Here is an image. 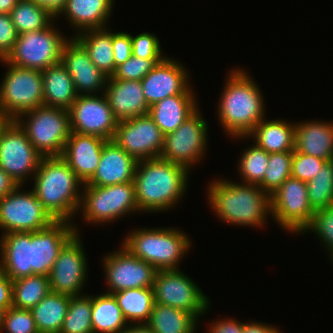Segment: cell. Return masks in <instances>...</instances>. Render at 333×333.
Listing matches in <instances>:
<instances>
[{
	"label": "cell",
	"instance_id": "cell-21",
	"mask_svg": "<svg viewBox=\"0 0 333 333\" xmlns=\"http://www.w3.org/2000/svg\"><path fill=\"white\" fill-rule=\"evenodd\" d=\"M69 39L63 46L61 63L70 74L77 94L104 93L108 76L93 64L85 48L75 38Z\"/></svg>",
	"mask_w": 333,
	"mask_h": 333
},
{
	"label": "cell",
	"instance_id": "cell-46",
	"mask_svg": "<svg viewBox=\"0 0 333 333\" xmlns=\"http://www.w3.org/2000/svg\"><path fill=\"white\" fill-rule=\"evenodd\" d=\"M132 55L143 59H164L159 39L156 35L143 32L135 37L131 35Z\"/></svg>",
	"mask_w": 333,
	"mask_h": 333
},
{
	"label": "cell",
	"instance_id": "cell-13",
	"mask_svg": "<svg viewBox=\"0 0 333 333\" xmlns=\"http://www.w3.org/2000/svg\"><path fill=\"white\" fill-rule=\"evenodd\" d=\"M270 201L272 218L283 230L302 234L310 225L315 212L309 204L306 182L289 177L270 195Z\"/></svg>",
	"mask_w": 333,
	"mask_h": 333
},
{
	"label": "cell",
	"instance_id": "cell-30",
	"mask_svg": "<svg viewBox=\"0 0 333 333\" xmlns=\"http://www.w3.org/2000/svg\"><path fill=\"white\" fill-rule=\"evenodd\" d=\"M253 138L254 143L267 153H279L294 151L295 123H287L285 120L260 121L247 135Z\"/></svg>",
	"mask_w": 333,
	"mask_h": 333
},
{
	"label": "cell",
	"instance_id": "cell-22",
	"mask_svg": "<svg viewBox=\"0 0 333 333\" xmlns=\"http://www.w3.org/2000/svg\"><path fill=\"white\" fill-rule=\"evenodd\" d=\"M106 141L96 135L70 133L61 157L84 184L96 172Z\"/></svg>",
	"mask_w": 333,
	"mask_h": 333
},
{
	"label": "cell",
	"instance_id": "cell-56",
	"mask_svg": "<svg viewBox=\"0 0 333 333\" xmlns=\"http://www.w3.org/2000/svg\"><path fill=\"white\" fill-rule=\"evenodd\" d=\"M8 121L9 119L3 113L0 112V132Z\"/></svg>",
	"mask_w": 333,
	"mask_h": 333
},
{
	"label": "cell",
	"instance_id": "cell-50",
	"mask_svg": "<svg viewBox=\"0 0 333 333\" xmlns=\"http://www.w3.org/2000/svg\"><path fill=\"white\" fill-rule=\"evenodd\" d=\"M12 287L13 281L0 267V307L6 310L12 307Z\"/></svg>",
	"mask_w": 333,
	"mask_h": 333
},
{
	"label": "cell",
	"instance_id": "cell-17",
	"mask_svg": "<svg viewBox=\"0 0 333 333\" xmlns=\"http://www.w3.org/2000/svg\"><path fill=\"white\" fill-rule=\"evenodd\" d=\"M100 96L78 95L69 109L71 132L112 140L118 120L114 117L105 94Z\"/></svg>",
	"mask_w": 333,
	"mask_h": 333
},
{
	"label": "cell",
	"instance_id": "cell-11",
	"mask_svg": "<svg viewBox=\"0 0 333 333\" xmlns=\"http://www.w3.org/2000/svg\"><path fill=\"white\" fill-rule=\"evenodd\" d=\"M193 281L180 269L157 271L152 286L154 303L184 310L198 319L209 310L210 302Z\"/></svg>",
	"mask_w": 333,
	"mask_h": 333
},
{
	"label": "cell",
	"instance_id": "cell-55",
	"mask_svg": "<svg viewBox=\"0 0 333 333\" xmlns=\"http://www.w3.org/2000/svg\"><path fill=\"white\" fill-rule=\"evenodd\" d=\"M19 0H0V13L10 14Z\"/></svg>",
	"mask_w": 333,
	"mask_h": 333
},
{
	"label": "cell",
	"instance_id": "cell-1",
	"mask_svg": "<svg viewBox=\"0 0 333 333\" xmlns=\"http://www.w3.org/2000/svg\"><path fill=\"white\" fill-rule=\"evenodd\" d=\"M189 172L161 158L138 161L133 182L139 212H165L176 206L186 192Z\"/></svg>",
	"mask_w": 333,
	"mask_h": 333
},
{
	"label": "cell",
	"instance_id": "cell-57",
	"mask_svg": "<svg viewBox=\"0 0 333 333\" xmlns=\"http://www.w3.org/2000/svg\"><path fill=\"white\" fill-rule=\"evenodd\" d=\"M5 313H6V309L3 307H0V333H1V328H2V323H3Z\"/></svg>",
	"mask_w": 333,
	"mask_h": 333
},
{
	"label": "cell",
	"instance_id": "cell-12",
	"mask_svg": "<svg viewBox=\"0 0 333 333\" xmlns=\"http://www.w3.org/2000/svg\"><path fill=\"white\" fill-rule=\"evenodd\" d=\"M18 186L0 199V229L9 232H35L50 226L55 220L45 210L33 190L22 192Z\"/></svg>",
	"mask_w": 333,
	"mask_h": 333
},
{
	"label": "cell",
	"instance_id": "cell-6",
	"mask_svg": "<svg viewBox=\"0 0 333 333\" xmlns=\"http://www.w3.org/2000/svg\"><path fill=\"white\" fill-rule=\"evenodd\" d=\"M15 121L42 157H61L71 133L69 110L43 105Z\"/></svg>",
	"mask_w": 333,
	"mask_h": 333
},
{
	"label": "cell",
	"instance_id": "cell-18",
	"mask_svg": "<svg viewBox=\"0 0 333 333\" xmlns=\"http://www.w3.org/2000/svg\"><path fill=\"white\" fill-rule=\"evenodd\" d=\"M119 250L111 252L103 259L105 280L109 285L107 293L152 287L158 270L153 265L133 256L124 246H121Z\"/></svg>",
	"mask_w": 333,
	"mask_h": 333
},
{
	"label": "cell",
	"instance_id": "cell-28",
	"mask_svg": "<svg viewBox=\"0 0 333 333\" xmlns=\"http://www.w3.org/2000/svg\"><path fill=\"white\" fill-rule=\"evenodd\" d=\"M195 94H178L149 107L148 114L164 135L174 132L197 109Z\"/></svg>",
	"mask_w": 333,
	"mask_h": 333
},
{
	"label": "cell",
	"instance_id": "cell-5",
	"mask_svg": "<svg viewBox=\"0 0 333 333\" xmlns=\"http://www.w3.org/2000/svg\"><path fill=\"white\" fill-rule=\"evenodd\" d=\"M186 233L177 228L134 229L123 239L124 246L133 256L159 270H179L178 265L191 248ZM179 263V264H178Z\"/></svg>",
	"mask_w": 333,
	"mask_h": 333
},
{
	"label": "cell",
	"instance_id": "cell-39",
	"mask_svg": "<svg viewBox=\"0 0 333 333\" xmlns=\"http://www.w3.org/2000/svg\"><path fill=\"white\" fill-rule=\"evenodd\" d=\"M91 312V295L71 297L60 333H93Z\"/></svg>",
	"mask_w": 333,
	"mask_h": 333
},
{
	"label": "cell",
	"instance_id": "cell-31",
	"mask_svg": "<svg viewBox=\"0 0 333 333\" xmlns=\"http://www.w3.org/2000/svg\"><path fill=\"white\" fill-rule=\"evenodd\" d=\"M110 31L105 27L89 29L72 35L85 48L93 64L108 77L115 72L112 32Z\"/></svg>",
	"mask_w": 333,
	"mask_h": 333
},
{
	"label": "cell",
	"instance_id": "cell-33",
	"mask_svg": "<svg viewBox=\"0 0 333 333\" xmlns=\"http://www.w3.org/2000/svg\"><path fill=\"white\" fill-rule=\"evenodd\" d=\"M91 321L93 333H123L129 324L113 294L92 296Z\"/></svg>",
	"mask_w": 333,
	"mask_h": 333
},
{
	"label": "cell",
	"instance_id": "cell-35",
	"mask_svg": "<svg viewBox=\"0 0 333 333\" xmlns=\"http://www.w3.org/2000/svg\"><path fill=\"white\" fill-rule=\"evenodd\" d=\"M129 324L147 323L154 305L152 287L125 289L112 293Z\"/></svg>",
	"mask_w": 333,
	"mask_h": 333
},
{
	"label": "cell",
	"instance_id": "cell-23",
	"mask_svg": "<svg viewBox=\"0 0 333 333\" xmlns=\"http://www.w3.org/2000/svg\"><path fill=\"white\" fill-rule=\"evenodd\" d=\"M138 161L118 146L107 140L94 175L83 186H109L133 182Z\"/></svg>",
	"mask_w": 333,
	"mask_h": 333
},
{
	"label": "cell",
	"instance_id": "cell-7",
	"mask_svg": "<svg viewBox=\"0 0 333 333\" xmlns=\"http://www.w3.org/2000/svg\"><path fill=\"white\" fill-rule=\"evenodd\" d=\"M0 84V112L9 120L43 106V77L39 70L9 64Z\"/></svg>",
	"mask_w": 333,
	"mask_h": 333
},
{
	"label": "cell",
	"instance_id": "cell-41",
	"mask_svg": "<svg viewBox=\"0 0 333 333\" xmlns=\"http://www.w3.org/2000/svg\"><path fill=\"white\" fill-rule=\"evenodd\" d=\"M293 151L269 154L268 168L262 182L258 185L271 195L283 182L291 177Z\"/></svg>",
	"mask_w": 333,
	"mask_h": 333
},
{
	"label": "cell",
	"instance_id": "cell-54",
	"mask_svg": "<svg viewBox=\"0 0 333 333\" xmlns=\"http://www.w3.org/2000/svg\"><path fill=\"white\" fill-rule=\"evenodd\" d=\"M123 333H155L146 323L129 324Z\"/></svg>",
	"mask_w": 333,
	"mask_h": 333
},
{
	"label": "cell",
	"instance_id": "cell-38",
	"mask_svg": "<svg viewBox=\"0 0 333 333\" xmlns=\"http://www.w3.org/2000/svg\"><path fill=\"white\" fill-rule=\"evenodd\" d=\"M306 186L314 212L333 206V160L327 161Z\"/></svg>",
	"mask_w": 333,
	"mask_h": 333
},
{
	"label": "cell",
	"instance_id": "cell-4",
	"mask_svg": "<svg viewBox=\"0 0 333 333\" xmlns=\"http://www.w3.org/2000/svg\"><path fill=\"white\" fill-rule=\"evenodd\" d=\"M32 189L55 221L71 222L81 205L84 183L62 157H42Z\"/></svg>",
	"mask_w": 333,
	"mask_h": 333
},
{
	"label": "cell",
	"instance_id": "cell-48",
	"mask_svg": "<svg viewBox=\"0 0 333 333\" xmlns=\"http://www.w3.org/2000/svg\"><path fill=\"white\" fill-rule=\"evenodd\" d=\"M113 57L115 69L132 56L131 34L127 32H112Z\"/></svg>",
	"mask_w": 333,
	"mask_h": 333
},
{
	"label": "cell",
	"instance_id": "cell-14",
	"mask_svg": "<svg viewBox=\"0 0 333 333\" xmlns=\"http://www.w3.org/2000/svg\"><path fill=\"white\" fill-rule=\"evenodd\" d=\"M41 158L19 124L9 120L0 132V167L22 186L35 175Z\"/></svg>",
	"mask_w": 333,
	"mask_h": 333
},
{
	"label": "cell",
	"instance_id": "cell-20",
	"mask_svg": "<svg viewBox=\"0 0 333 333\" xmlns=\"http://www.w3.org/2000/svg\"><path fill=\"white\" fill-rule=\"evenodd\" d=\"M77 225L54 221L45 229L31 232L32 275L49 276L62 247L78 232Z\"/></svg>",
	"mask_w": 333,
	"mask_h": 333
},
{
	"label": "cell",
	"instance_id": "cell-51",
	"mask_svg": "<svg viewBox=\"0 0 333 333\" xmlns=\"http://www.w3.org/2000/svg\"><path fill=\"white\" fill-rule=\"evenodd\" d=\"M19 184L0 167V199L13 192Z\"/></svg>",
	"mask_w": 333,
	"mask_h": 333
},
{
	"label": "cell",
	"instance_id": "cell-47",
	"mask_svg": "<svg viewBox=\"0 0 333 333\" xmlns=\"http://www.w3.org/2000/svg\"><path fill=\"white\" fill-rule=\"evenodd\" d=\"M17 37L10 14L0 13V60L13 50Z\"/></svg>",
	"mask_w": 333,
	"mask_h": 333
},
{
	"label": "cell",
	"instance_id": "cell-32",
	"mask_svg": "<svg viewBox=\"0 0 333 333\" xmlns=\"http://www.w3.org/2000/svg\"><path fill=\"white\" fill-rule=\"evenodd\" d=\"M70 298L50 291L31 309L39 333H60Z\"/></svg>",
	"mask_w": 333,
	"mask_h": 333
},
{
	"label": "cell",
	"instance_id": "cell-10",
	"mask_svg": "<svg viewBox=\"0 0 333 333\" xmlns=\"http://www.w3.org/2000/svg\"><path fill=\"white\" fill-rule=\"evenodd\" d=\"M206 120L198 108L174 132L164 135L161 159L180 165L188 171L205 156L207 150Z\"/></svg>",
	"mask_w": 333,
	"mask_h": 333
},
{
	"label": "cell",
	"instance_id": "cell-43",
	"mask_svg": "<svg viewBox=\"0 0 333 333\" xmlns=\"http://www.w3.org/2000/svg\"><path fill=\"white\" fill-rule=\"evenodd\" d=\"M6 333H39L31 310L10 307L6 310L1 331Z\"/></svg>",
	"mask_w": 333,
	"mask_h": 333
},
{
	"label": "cell",
	"instance_id": "cell-26",
	"mask_svg": "<svg viewBox=\"0 0 333 333\" xmlns=\"http://www.w3.org/2000/svg\"><path fill=\"white\" fill-rule=\"evenodd\" d=\"M294 150L325 161L333 160V121L296 122Z\"/></svg>",
	"mask_w": 333,
	"mask_h": 333
},
{
	"label": "cell",
	"instance_id": "cell-29",
	"mask_svg": "<svg viewBox=\"0 0 333 333\" xmlns=\"http://www.w3.org/2000/svg\"><path fill=\"white\" fill-rule=\"evenodd\" d=\"M41 73L44 105L69 110L78 94L65 66L59 62L44 69Z\"/></svg>",
	"mask_w": 333,
	"mask_h": 333
},
{
	"label": "cell",
	"instance_id": "cell-2",
	"mask_svg": "<svg viewBox=\"0 0 333 333\" xmlns=\"http://www.w3.org/2000/svg\"><path fill=\"white\" fill-rule=\"evenodd\" d=\"M229 72L219 97L217 114L222 128L230 137L245 139L265 119L263 94L244 69L234 68Z\"/></svg>",
	"mask_w": 333,
	"mask_h": 333
},
{
	"label": "cell",
	"instance_id": "cell-53",
	"mask_svg": "<svg viewBox=\"0 0 333 333\" xmlns=\"http://www.w3.org/2000/svg\"><path fill=\"white\" fill-rule=\"evenodd\" d=\"M40 7L47 9L54 17L63 9L67 0H33Z\"/></svg>",
	"mask_w": 333,
	"mask_h": 333
},
{
	"label": "cell",
	"instance_id": "cell-49",
	"mask_svg": "<svg viewBox=\"0 0 333 333\" xmlns=\"http://www.w3.org/2000/svg\"><path fill=\"white\" fill-rule=\"evenodd\" d=\"M244 323L231 319H220L209 326L207 333H243Z\"/></svg>",
	"mask_w": 333,
	"mask_h": 333
},
{
	"label": "cell",
	"instance_id": "cell-52",
	"mask_svg": "<svg viewBox=\"0 0 333 333\" xmlns=\"http://www.w3.org/2000/svg\"><path fill=\"white\" fill-rule=\"evenodd\" d=\"M277 330V327L262 322H245L243 326V333H275Z\"/></svg>",
	"mask_w": 333,
	"mask_h": 333
},
{
	"label": "cell",
	"instance_id": "cell-36",
	"mask_svg": "<svg viewBox=\"0 0 333 333\" xmlns=\"http://www.w3.org/2000/svg\"><path fill=\"white\" fill-rule=\"evenodd\" d=\"M49 277L29 275L13 281L12 307L31 310L50 292Z\"/></svg>",
	"mask_w": 333,
	"mask_h": 333
},
{
	"label": "cell",
	"instance_id": "cell-40",
	"mask_svg": "<svg viewBox=\"0 0 333 333\" xmlns=\"http://www.w3.org/2000/svg\"><path fill=\"white\" fill-rule=\"evenodd\" d=\"M268 159L269 153L255 144L245 149L238 163L242 183L259 185L268 168Z\"/></svg>",
	"mask_w": 333,
	"mask_h": 333
},
{
	"label": "cell",
	"instance_id": "cell-24",
	"mask_svg": "<svg viewBox=\"0 0 333 333\" xmlns=\"http://www.w3.org/2000/svg\"><path fill=\"white\" fill-rule=\"evenodd\" d=\"M104 94L114 117L118 121L145 115L149 112V106L145 101L139 80H119L108 77Z\"/></svg>",
	"mask_w": 333,
	"mask_h": 333
},
{
	"label": "cell",
	"instance_id": "cell-9",
	"mask_svg": "<svg viewBox=\"0 0 333 333\" xmlns=\"http://www.w3.org/2000/svg\"><path fill=\"white\" fill-rule=\"evenodd\" d=\"M53 24L18 35L13 50L5 60L14 66L39 71L61 62L62 49L68 39Z\"/></svg>",
	"mask_w": 333,
	"mask_h": 333
},
{
	"label": "cell",
	"instance_id": "cell-34",
	"mask_svg": "<svg viewBox=\"0 0 333 333\" xmlns=\"http://www.w3.org/2000/svg\"><path fill=\"white\" fill-rule=\"evenodd\" d=\"M198 319L178 308L154 303L146 323L155 333H196Z\"/></svg>",
	"mask_w": 333,
	"mask_h": 333
},
{
	"label": "cell",
	"instance_id": "cell-19",
	"mask_svg": "<svg viewBox=\"0 0 333 333\" xmlns=\"http://www.w3.org/2000/svg\"><path fill=\"white\" fill-rule=\"evenodd\" d=\"M188 71L179 61L165 57L141 80L145 101L150 107L169 96L194 94L189 85Z\"/></svg>",
	"mask_w": 333,
	"mask_h": 333
},
{
	"label": "cell",
	"instance_id": "cell-3",
	"mask_svg": "<svg viewBox=\"0 0 333 333\" xmlns=\"http://www.w3.org/2000/svg\"><path fill=\"white\" fill-rule=\"evenodd\" d=\"M215 215L228 224L263 227L271 214L270 195L254 184L215 179L207 188Z\"/></svg>",
	"mask_w": 333,
	"mask_h": 333
},
{
	"label": "cell",
	"instance_id": "cell-25",
	"mask_svg": "<svg viewBox=\"0 0 333 333\" xmlns=\"http://www.w3.org/2000/svg\"><path fill=\"white\" fill-rule=\"evenodd\" d=\"M0 251V267L12 281L32 275L31 232L2 234Z\"/></svg>",
	"mask_w": 333,
	"mask_h": 333
},
{
	"label": "cell",
	"instance_id": "cell-42",
	"mask_svg": "<svg viewBox=\"0 0 333 333\" xmlns=\"http://www.w3.org/2000/svg\"><path fill=\"white\" fill-rule=\"evenodd\" d=\"M308 230L315 232V235L325 244L324 248H327V253L329 251L330 258H333V206L316 211L303 234Z\"/></svg>",
	"mask_w": 333,
	"mask_h": 333
},
{
	"label": "cell",
	"instance_id": "cell-27",
	"mask_svg": "<svg viewBox=\"0 0 333 333\" xmlns=\"http://www.w3.org/2000/svg\"><path fill=\"white\" fill-rule=\"evenodd\" d=\"M113 0H67L58 16H65L71 26L80 33L89 29L107 28ZM61 14V15H60Z\"/></svg>",
	"mask_w": 333,
	"mask_h": 333
},
{
	"label": "cell",
	"instance_id": "cell-44",
	"mask_svg": "<svg viewBox=\"0 0 333 333\" xmlns=\"http://www.w3.org/2000/svg\"><path fill=\"white\" fill-rule=\"evenodd\" d=\"M161 60L163 59H143L132 55L124 63L116 67L111 77L119 80L141 81Z\"/></svg>",
	"mask_w": 333,
	"mask_h": 333
},
{
	"label": "cell",
	"instance_id": "cell-45",
	"mask_svg": "<svg viewBox=\"0 0 333 333\" xmlns=\"http://www.w3.org/2000/svg\"><path fill=\"white\" fill-rule=\"evenodd\" d=\"M327 161L293 151L291 177L303 182L310 181Z\"/></svg>",
	"mask_w": 333,
	"mask_h": 333
},
{
	"label": "cell",
	"instance_id": "cell-8",
	"mask_svg": "<svg viewBox=\"0 0 333 333\" xmlns=\"http://www.w3.org/2000/svg\"><path fill=\"white\" fill-rule=\"evenodd\" d=\"M80 208L83 220L103 224L122 218L131 212L139 213L134 182L109 186H83Z\"/></svg>",
	"mask_w": 333,
	"mask_h": 333
},
{
	"label": "cell",
	"instance_id": "cell-16",
	"mask_svg": "<svg viewBox=\"0 0 333 333\" xmlns=\"http://www.w3.org/2000/svg\"><path fill=\"white\" fill-rule=\"evenodd\" d=\"M81 242L76 233L60 250L48 276L52 292L71 297L82 294L88 278V258Z\"/></svg>",
	"mask_w": 333,
	"mask_h": 333
},
{
	"label": "cell",
	"instance_id": "cell-15",
	"mask_svg": "<svg viewBox=\"0 0 333 333\" xmlns=\"http://www.w3.org/2000/svg\"><path fill=\"white\" fill-rule=\"evenodd\" d=\"M112 140L137 161L159 158L164 134L149 114L118 121Z\"/></svg>",
	"mask_w": 333,
	"mask_h": 333
},
{
	"label": "cell",
	"instance_id": "cell-37",
	"mask_svg": "<svg viewBox=\"0 0 333 333\" xmlns=\"http://www.w3.org/2000/svg\"><path fill=\"white\" fill-rule=\"evenodd\" d=\"M18 35L47 28L55 17L33 0H19L10 13Z\"/></svg>",
	"mask_w": 333,
	"mask_h": 333
}]
</instances>
